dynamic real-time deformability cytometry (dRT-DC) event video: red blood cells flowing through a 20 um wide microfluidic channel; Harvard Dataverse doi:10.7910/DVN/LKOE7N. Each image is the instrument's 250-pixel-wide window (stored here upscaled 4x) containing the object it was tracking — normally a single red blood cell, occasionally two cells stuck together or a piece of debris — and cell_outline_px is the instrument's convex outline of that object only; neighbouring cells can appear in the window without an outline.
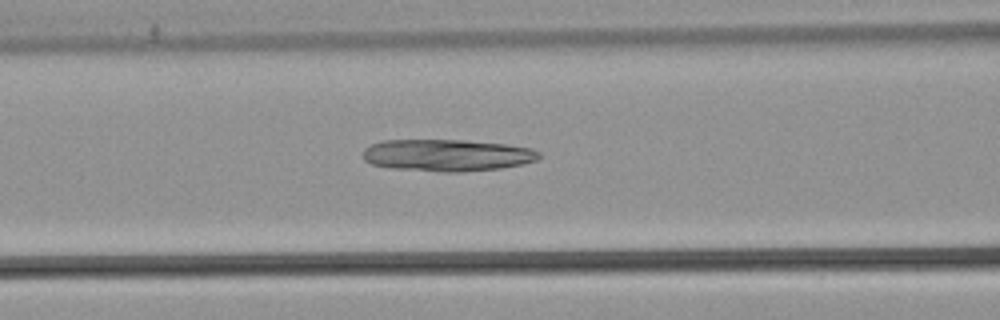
{"species": "common noctule bat (a hibernating species)", "species_latin": "Nyctalus noctula", "temperature_condition": "warm", "stored_images_in_passage": 52, "camera_frame_rate_fps": 3000, "um_per_image_px": 0.085, "animal": {"sex": "male", "body_mass_g": 21.5, "forearm_length_mm": 52.0}, "frame": {"image": 1, "passage_image": 22, "time_ms": 7.0, "image_size_px": [1000, 320], "cell_outline_px": [[540, 156], [536, 160], [524, 164], [500, 168], [460, 172], [444, 172], [388, 168], [372, 164], [364, 160], [364, 148], [380, 140], [464, 140], [504, 144], [532, 148], [540, 152]], "centroid_in_image_um": [37.99, 13.19], "position_along_channel_um": 128.6, "area_um2": 32.89}}
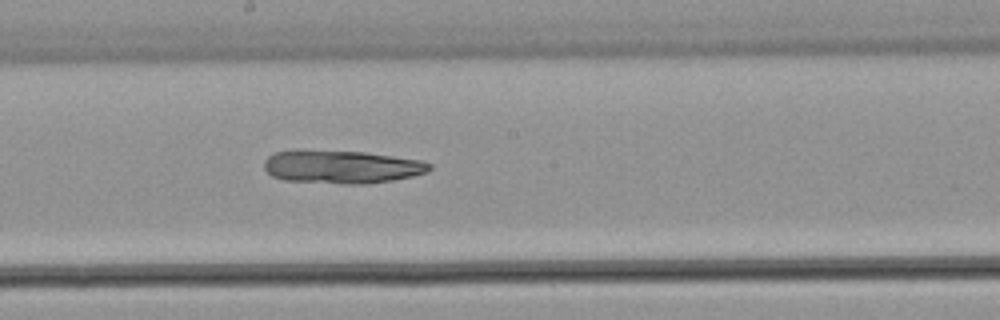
{"frame": {"image": 2, "passage_image": 29, "time_ms": 9.333, "image_size_px": [1000, 320], "cell_outline_px": [[432, 168], [424, 172], [412, 176], [392, 180], [368, 184], [344, 184], [284, 180], [272, 176], [264, 168], [264, 160], [268, 156], [276, 152], [364, 152], [420, 160], [432, 164]], "centroid_in_image_um": [29.07, 14.21], "position_along_channel_um": 219.1, "area_um2": 31.1}}
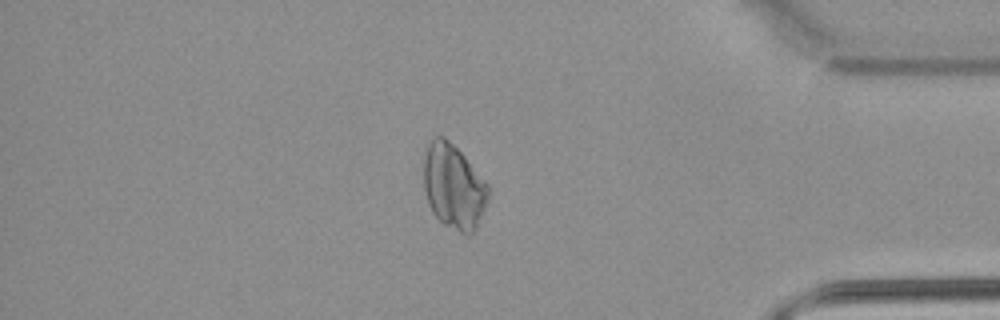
{"frame": {"image": 3, "passage_image": 45, "time_ms": 14.667, "image_size_px": [1000, 320], "cell_outline_px": [[488, 200], [476, 228], [468, 236], [444, 224], [432, 212], [428, 204], [424, 188], [424, 152], [428, 144], [436, 136], [444, 136], [464, 156], [488, 184]], "centroid_in_image_um": [38.54, 15.86], "position_along_channel_um": 396.7, "area_um2": 31.62}}